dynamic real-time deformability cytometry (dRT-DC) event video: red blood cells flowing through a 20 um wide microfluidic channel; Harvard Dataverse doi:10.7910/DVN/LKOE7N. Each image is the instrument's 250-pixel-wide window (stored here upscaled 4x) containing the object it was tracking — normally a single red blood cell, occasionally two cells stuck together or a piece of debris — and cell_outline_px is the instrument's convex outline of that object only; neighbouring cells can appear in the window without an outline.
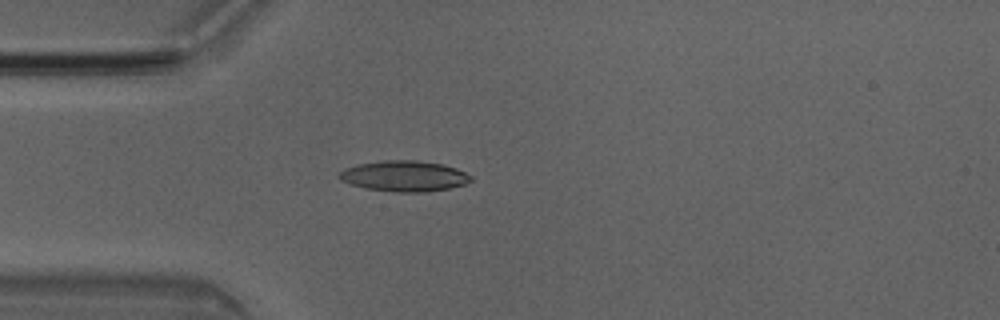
{"species": "Egyptian fruit bat (a non-hibernating species)", "species_latin": "Rousettus aegyptiacus", "temperature_condition": "room temperature", "stored_images_in_passage": 3, "camera_frame_rate_fps": 3000, "um_per_image_px": 0.085, "animal": {"sex": "male"}, "frame": {"image": 1, "passage_image": 3, "time_ms": 0.667, "image_size_px": [1000, 320], "cell_outline_px": [[472, 180], [464, 184], [448, 188], [424, 192], [396, 192], [364, 188], [348, 184], [340, 180], [336, 176], [344, 168], [356, 164], [384, 160], [416, 160], [444, 164], [456, 168], [472, 176]], "centroid_in_image_um": [34.31, 14.96], "position_along_channel_um": 50.7, "area_um2": 23.76}}